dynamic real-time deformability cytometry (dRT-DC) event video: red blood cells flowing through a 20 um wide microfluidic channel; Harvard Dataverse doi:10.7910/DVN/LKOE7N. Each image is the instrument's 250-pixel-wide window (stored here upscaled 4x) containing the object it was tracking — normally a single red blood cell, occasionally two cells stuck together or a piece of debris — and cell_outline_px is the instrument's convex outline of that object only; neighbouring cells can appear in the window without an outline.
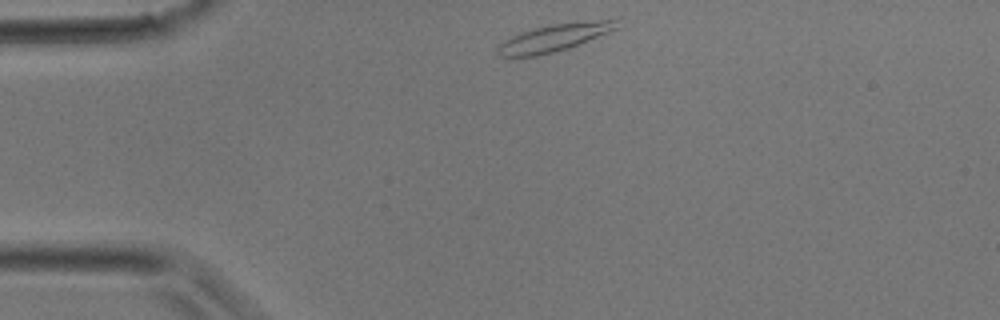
{"species": "common noctule bat (a hibernating species)", "species_latin": "Nyctalus noctula", "temperature_condition": "room temperature", "stored_images_in_passage": 30, "camera_frame_rate_fps": 3000, "um_per_image_px": 0.085, "animal": {"sex": "male", "body_mass_g": 17.9}, "frame": {"image": 1, "passage_image": 1, "time_ms": 0.0, "image_size_px": [1000, 320], "cell_outline_px": [[620, 28], [568, 48], [536, 56], [500, 56], [496, 52], [496, 48], [504, 40], [520, 32], [548, 24], [620, 16]], "centroid_in_image_um": [47.27, 3.13], "position_along_channel_um": 37.7, "area_um2": 19.65}}
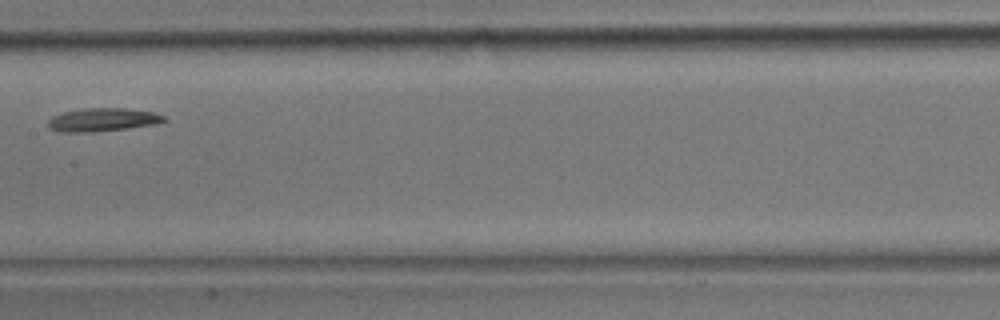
{"frame": {"image": 2, "passage_image": 12, "time_ms": 3.667, "image_size_px": [1000, 320], "cell_outline_px": [[168, 120], [156, 124], [128, 128], [92, 132], [60, 132], [48, 128], [48, 120], [52, 116], [64, 112], [88, 108], [128, 108], [152, 112], [164, 116]], "centroid_in_image_um": [8.72, 10.18], "position_along_channel_um": 198.7, "area_um2": 15.72}}
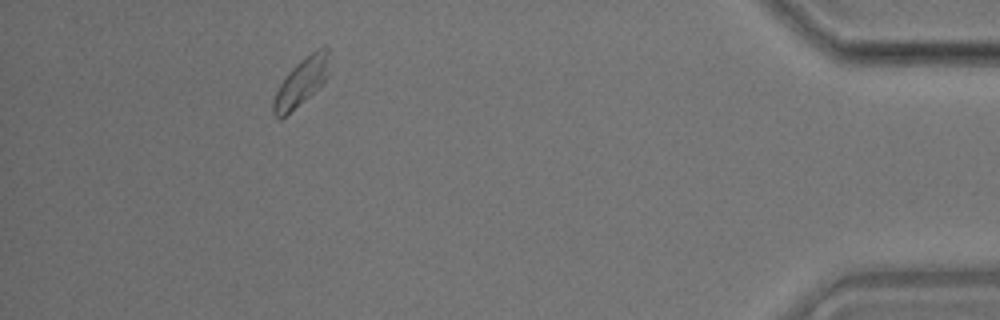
{"frame": {"image": 3, "passage_image": 27, "time_ms": 8.667, "image_size_px": [1000, 320], "cell_outline_px": [[328, 76], [304, 100], [280, 120], [272, 112], [272, 100], [284, 76], [304, 56], [316, 48], [328, 48]], "centroid_in_image_um": [25.57, 6.96], "position_along_channel_um": 409.6, "area_um2": 15.2}}